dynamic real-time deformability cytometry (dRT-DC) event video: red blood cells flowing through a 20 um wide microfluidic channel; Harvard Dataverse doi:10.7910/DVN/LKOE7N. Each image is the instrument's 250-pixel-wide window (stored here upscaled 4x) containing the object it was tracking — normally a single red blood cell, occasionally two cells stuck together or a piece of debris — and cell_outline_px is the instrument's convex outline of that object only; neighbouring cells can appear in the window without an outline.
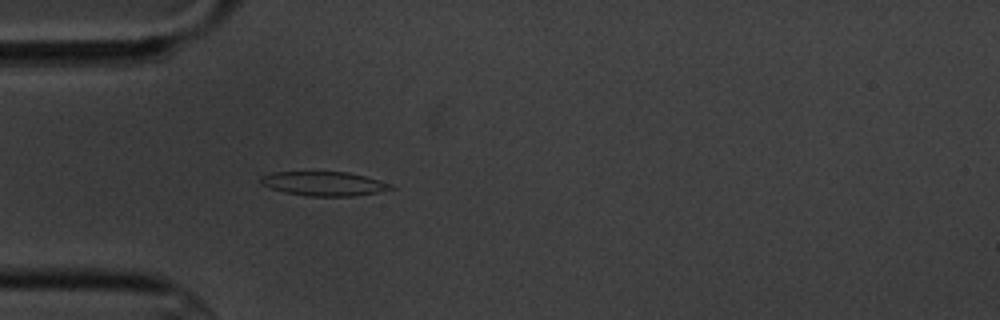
{"species": "common noctule bat (a hibernating species)", "species_latin": "Nyctalus noctula", "temperature_condition": "cold", "stored_images_in_passage": 3, "camera_frame_rate_fps": 3000, "um_per_image_px": 0.085, "animal": {"sex": "male", "body_mass_g": 20.1, "forearm_length_mm": 53.5}, "frame": {"image": 1, "passage_image": 3, "time_ms": 2.667, "image_size_px": [1000, 320], "cell_outline_px": [[396, 188], [376, 192], [352, 196], [308, 196], [284, 192], [260, 184], [260, 176], [272, 172], [348, 172], [364, 176], [392, 184]], "centroid_in_image_um": [27.51, 15.61], "position_along_channel_um": 57.5, "area_um2": 18.21}}